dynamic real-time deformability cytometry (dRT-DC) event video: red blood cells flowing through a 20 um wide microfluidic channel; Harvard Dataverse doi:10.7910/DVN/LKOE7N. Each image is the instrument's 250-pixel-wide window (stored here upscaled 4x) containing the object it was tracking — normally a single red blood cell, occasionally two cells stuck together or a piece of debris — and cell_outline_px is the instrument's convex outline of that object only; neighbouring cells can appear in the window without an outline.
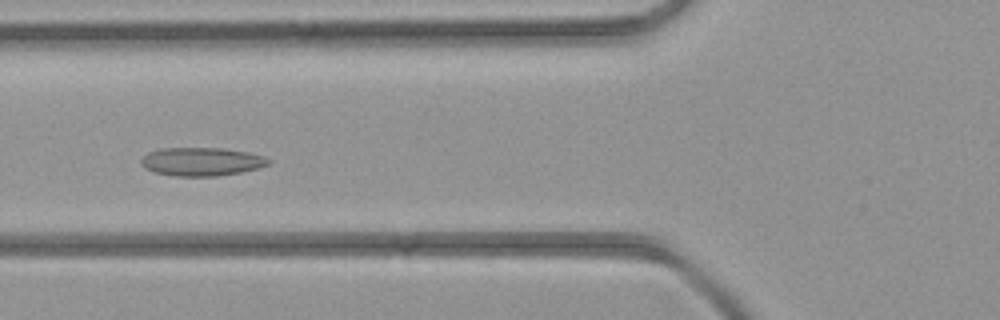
{"species": "common noctule bat (a hibernating species)", "species_latin": "Nyctalus noctula", "temperature_condition": "room temperature", "stored_images_in_passage": 5, "camera_frame_rate_fps": 3000, "um_per_image_px": 0.085, "animal": {"sex": "female", "body_mass_g": 21.9}, "frame": {"image": 1, "passage_image": 5, "time_ms": 4.667, "image_size_px": [1000, 320], "cell_outline_px": [[272, 164], [260, 168], [240, 172], [216, 176], [172, 176], [152, 172], [144, 168], [140, 164], [140, 160], [148, 152], [160, 148], [224, 148], [248, 152], [264, 156], [272, 160]], "centroid_in_image_um": [17.14, 13.74], "position_along_channel_um": 108.7, "area_um2": 21.44}}